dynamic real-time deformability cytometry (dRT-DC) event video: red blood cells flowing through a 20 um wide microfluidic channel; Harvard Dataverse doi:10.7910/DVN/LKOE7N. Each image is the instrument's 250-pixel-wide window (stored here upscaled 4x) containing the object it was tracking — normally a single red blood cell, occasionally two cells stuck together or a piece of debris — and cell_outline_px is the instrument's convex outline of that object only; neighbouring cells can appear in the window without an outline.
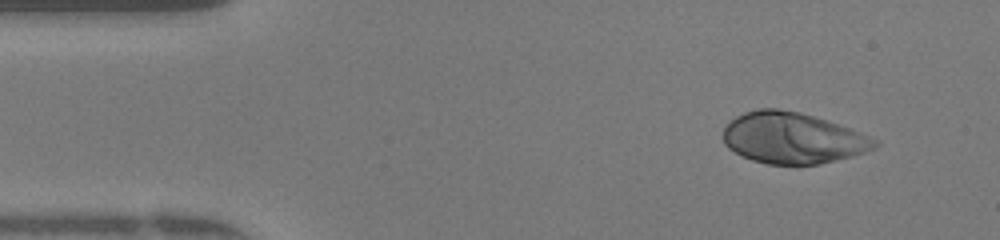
{"species": "human", "species_latin": "Homo sapiens", "temperature_condition": "warm", "stored_images_in_passage": 47, "camera_frame_rate_fps": 3000, "um_per_image_px": 0.085, "donor": {"sex": "female"}, "frame": {"image": 1, "passage_image": 4, "time_ms": 1.0, "image_size_px": [1000, 240], "cell_outline_px": [[880, 144], [876, 148], [852, 156], [820, 164], [768, 164], [752, 160], [728, 148], [724, 144], [724, 128], [728, 120], [744, 112], [760, 108], [776, 108], [800, 112], [860, 132], [880, 140]], "centroid_in_image_um": [67.37, 11.73], "position_along_channel_um": 17.6, "area_um2": 45.03}}
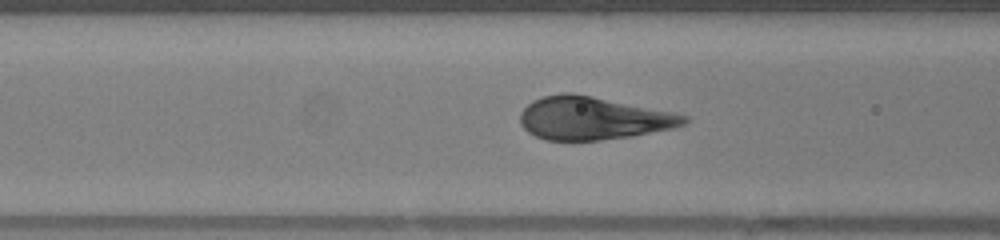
{"frame": {"image": 2, "passage_image": 17, "time_ms": 5.333, "image_size_px": [1000, 240], "cell_outline_px": [[692, 120], [684, 124], [672, 128], [632, 136], [600, 140], [544, 140], [528, 132], [520, 124], [520, 112], [532, 100], [544, 96], [564, 92], [572, 92], [672, 112], [688, 116]], "centroid_in_image_um": [50.38, 10.05], "position_along_channel_um": 116.2, "area_um2": 40.92}}
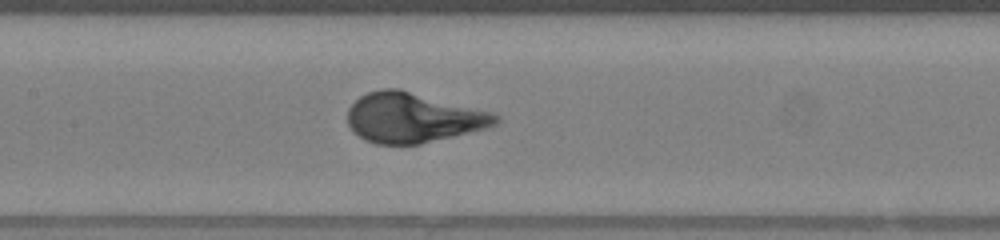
{"frame": {"image": 3, "passage_image": 21, "time_ms": 6.667, "image_size_px": [1000, 240], "cell_outline_px": [[500, 120], [496, 124], [484, 128], [420, 144], [376, 144], [364, 140], [348, 124], [348, 108], [360, 96], [368, 92], [384, 88], [400, 88], [496, 112], [500, 116]], "centroid_in_image_um": [35.14, 9.98], "position_along_channel_um": 172.3, "area_um2": 43.18}, "authors_computed_cell_mechanics": {"area_um2": 43.1766, "velocity_mm_per_s": 4.1965, "shape_relaxation_time_tau1_ms": 3.2619, "shape_relaxation_time_tau2_ms": null, "deformation_change_tau1": 0.2611, "deformation_change_tau2": null}}